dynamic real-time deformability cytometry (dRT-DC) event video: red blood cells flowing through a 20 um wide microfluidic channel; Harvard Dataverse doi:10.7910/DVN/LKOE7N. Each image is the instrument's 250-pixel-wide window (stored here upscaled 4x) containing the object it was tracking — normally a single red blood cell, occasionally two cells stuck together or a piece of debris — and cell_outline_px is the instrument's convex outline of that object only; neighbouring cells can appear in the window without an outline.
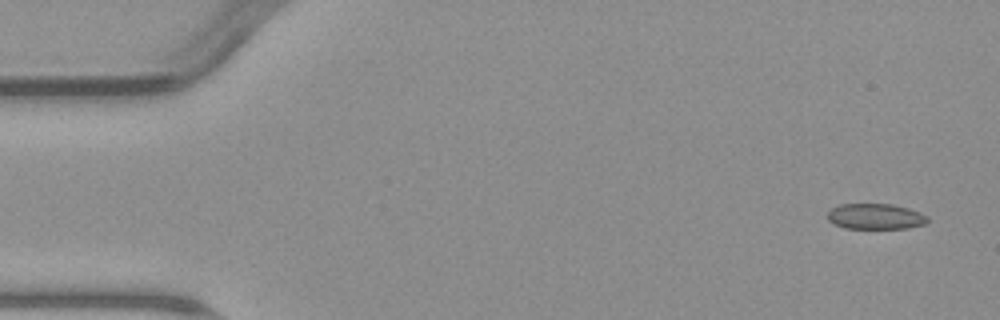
{"species": "common noctule bat (a hibernating species)", "species_latin": "Nyctalus noctula", "temperature_condition": "warm", "stored_images_in_passage": 7, "camera_frame_rate_fps": 3000, "um_per_image_px": 0.085, "animal": {"sex": "male", "body_mass_g": 23.1, "forearm_length_mm": 52.7}, "frame": {"image": 1, "passage_image": 1, "time_ms": 0.0, "image_size_px": [1000, 320], "cell_outline_px": [[928, 220], [924, 224], [908, 228], [844, 228], [828, 220], [828, 212], [832, 208], [840, 204], [892, 204], [908, 208], [920, 212], [928, 216]], "centroid_in_image_um": [74.43, 18.39], "position_along_channel_um": 10.6, "area_um2": 14.85}}
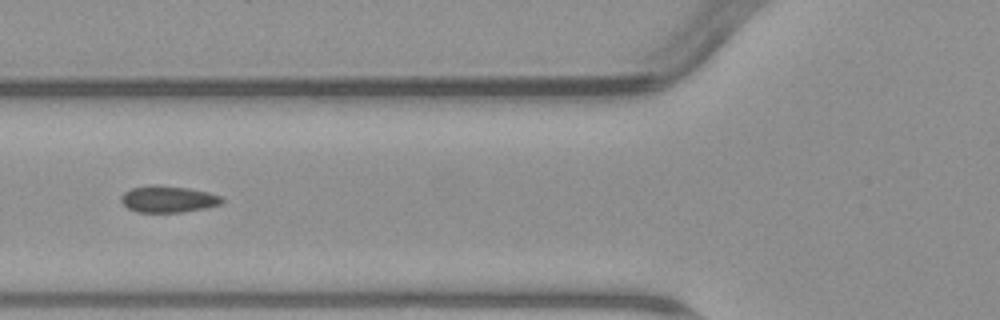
{"frame": {"image": 2, "passage_image": 6, "time_ms": 6.0, "image_size_px": [1000, 320], "cell_outline_px": [[224, 200], [220, 204], [204, 208], [180, 212], [136, 212], [128, 208], [120, 200], [120, 196], [124, 192], [132, 188], [148, 184], [156, 184], [188, 188], [208, 192], [220, 196]], "centroid_in_image_um": [14.25, 16.91], "position_along_channel_um": 111.6, "area_um2": 15.66}}
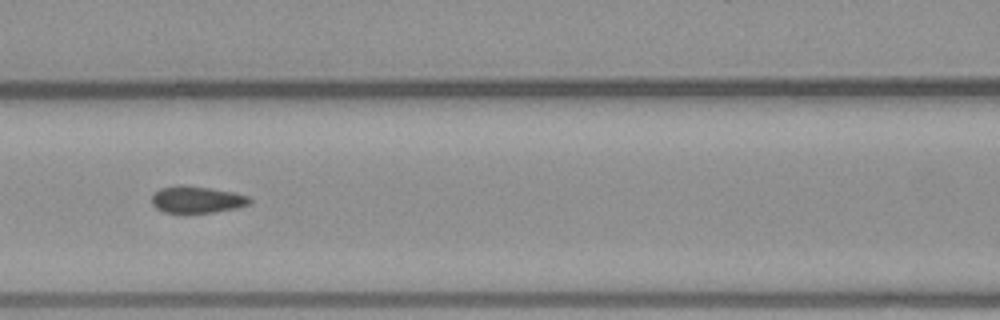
{"frame": {"image": 3, "passage_image": 7, "time_ms": 7.0, "image_size_px": [1000, 320], "cell_outline_px": [[252, 200], [248, 204], [236, 208], [212, 212], [164, 212], [156, 208], [152, 204], [152, 192], [160, 188], [212, 188], [236, 192], [248, 196]], "centroid_in_image_um": [16.77, 16.99], "position_along_channel_um": 149.8, "area_um2": 14.62}}